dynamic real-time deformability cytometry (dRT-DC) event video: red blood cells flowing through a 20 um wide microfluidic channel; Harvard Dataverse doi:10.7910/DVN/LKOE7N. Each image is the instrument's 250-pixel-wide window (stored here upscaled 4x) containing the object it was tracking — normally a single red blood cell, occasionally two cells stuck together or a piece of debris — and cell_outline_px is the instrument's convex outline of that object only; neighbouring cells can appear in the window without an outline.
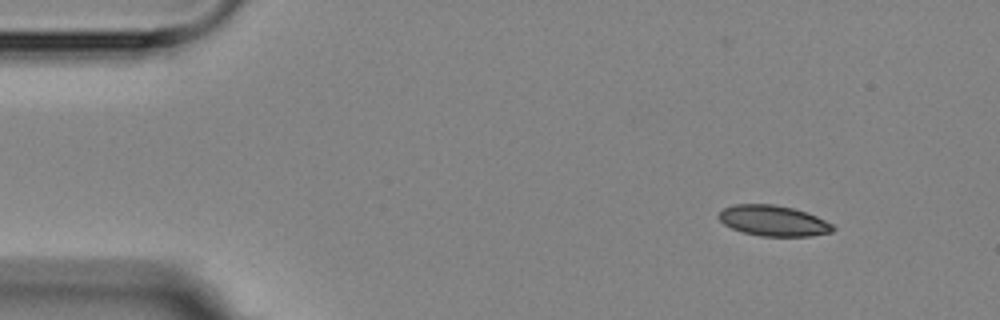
{"species": "Egyptian fruit bat (a non-hibernating species)", "species_latin": "Rousettus aegyptiacus", "temperature_condition": "room temperature", "stored_images_in_passage": 2, "camera_frame_rate_fps": 3000, "um_per_image_px": 0.085, "animal": {"sex": "female"}, "frame": {"image": 1, "passage_image": 1, "time_ms": 0.0, "image_size_px": [1000, 320], "cell_outline_px": [[836, 228], [832, 232], [812, 236], [760, 236], [744, 232], [732, 228], [724, 224], [720, 220], [720, 212], [724, 208], [736, 204], [772, 204], [792, 208], [808, 212], [832, 224]], "centroid_in_image_um": [65.77, 18.76], "position_along_channel_um": 19.2, "area_um2": 20.23}}